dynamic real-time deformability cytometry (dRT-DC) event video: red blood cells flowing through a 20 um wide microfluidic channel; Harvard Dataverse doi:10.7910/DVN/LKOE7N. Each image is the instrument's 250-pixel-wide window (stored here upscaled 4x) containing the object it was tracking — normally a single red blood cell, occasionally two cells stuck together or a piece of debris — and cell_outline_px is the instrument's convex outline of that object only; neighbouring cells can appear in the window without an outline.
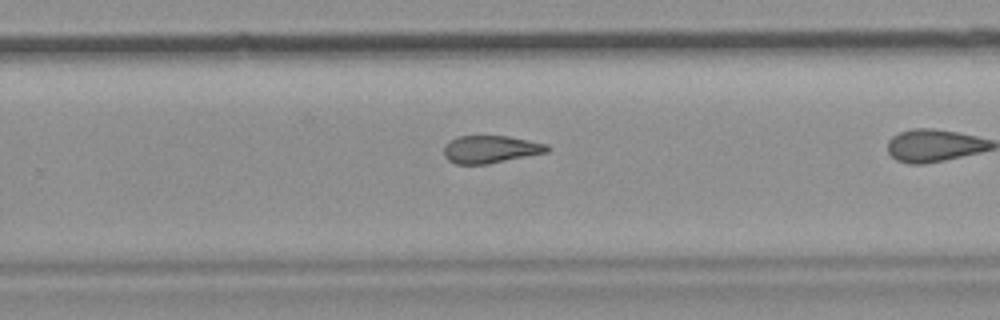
{"species": "common noctule bat (a hibernating species)", "species_latin": "Nyctalus noctula", "temperature_condition": "room temperature", "stored_images_in_passage": 26, "camera_frame_rate_fps": 3000, "um_per_image_px": 0.085, "animal": {"sex": "female", "body_mass_g": 19.9}, "frame": {"image": 1, "passage_image": 19, "time_ms": 6.0, "image_size_px": [1000, 320], "cell_outline_px": [[552, 148], [548, 152], [488, 164], [456, 164], [448, 160], [444, 156], [444, 144], [456, 136], [508, 136], [548, 144]], "centroid_in_image_um": [41.7, 12.69], "position_along_channel_um": 288.1, "area_um2": 16.76}}